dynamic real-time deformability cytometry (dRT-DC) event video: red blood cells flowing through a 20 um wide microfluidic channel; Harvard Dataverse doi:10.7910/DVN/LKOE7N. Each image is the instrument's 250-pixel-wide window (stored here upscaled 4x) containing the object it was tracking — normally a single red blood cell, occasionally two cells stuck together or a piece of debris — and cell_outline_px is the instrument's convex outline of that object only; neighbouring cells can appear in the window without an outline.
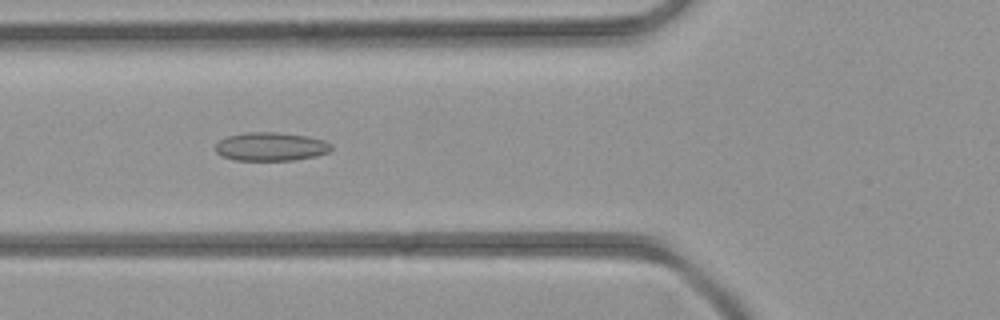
{"species": "common noctule bat (a hibernating species)", "species_latin": "Nyctalus noctula", "temperature_condition": "room temperature", "stored_images_in_passage": 33, "camera_frame_rate_fps": 3000, "um_per_image_px": 0.085, "animal": {"sex": "female", "body_mass_g": 21.9}, "frame": {"image": 1, "passage_image": 5, "time_ms": 1.333, "image_size_px": [1000, 320], "cell_outline_px": [[332, 148], [328, 152], [316, 156], [292, 160], [236, 160], [220, 156], [216, 152], [216, 144], [220, 140], [228, 136], [248, 132], [276, 132], [308, 136], [324, 140], [332, 144]], "centroid_in_image_um": [23.03, 12.46], "position_along_channel_um": 102.8, "area_um2": 19.25}}
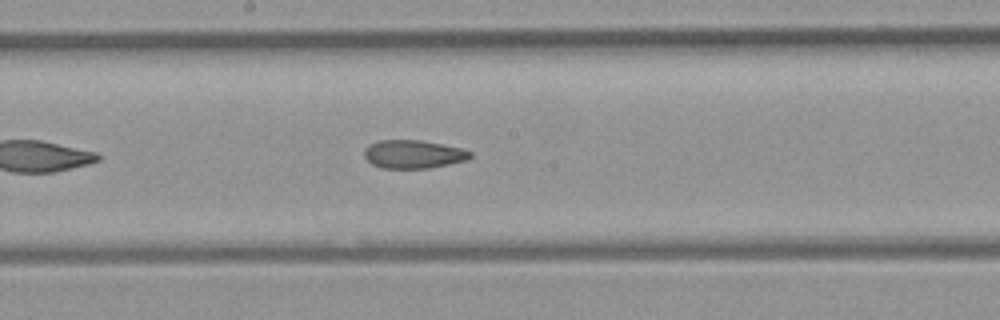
{"frame": {"image": 2, "passage_image": 12, "time_ms": 3.667, "image_size_px": [1000, 320], "cell_outline_px": [[472, 156], [468, 160], [428, 168], [380, 168], [372, 164], [364, 156], [364, 148], [368, 144], [380, 140], [420, 140], [460, 148], [472, 152]], "centroid_in_image_um": [35.11, 13.11], "position_along_channel_um": 213.1, "area_um2": 17.46}}
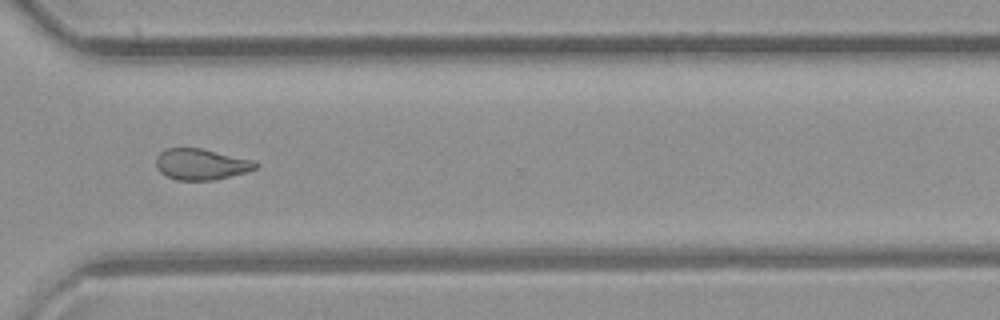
{"frame": {"image": 3, "passage_image": 21, "time_ms": 6.667, "image_size_px": [1000, 320], "cell_outline_px": [[260, 164], [256, 168], [244, 172], [212, 180], [176, 180], [160, 172], [156, 168], [156, 156], [160, 152], [168, 148], [200, 148], [256, 160]], "centroid_in_image_um": [17.09, 13.95], "position_along_channel_um": 353.5, "area_um2": 17.98}}